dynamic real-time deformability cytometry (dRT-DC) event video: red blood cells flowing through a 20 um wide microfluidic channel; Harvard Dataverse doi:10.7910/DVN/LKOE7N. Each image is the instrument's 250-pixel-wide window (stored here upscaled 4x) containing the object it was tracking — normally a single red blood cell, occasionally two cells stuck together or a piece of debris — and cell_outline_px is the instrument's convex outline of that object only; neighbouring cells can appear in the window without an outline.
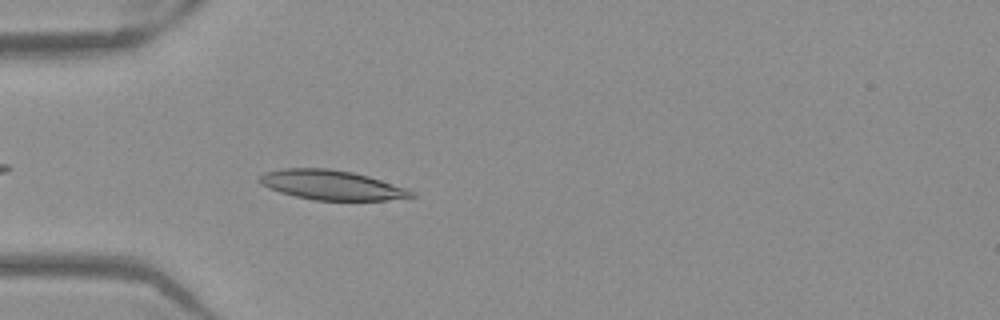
{"species": "Egyptian fruit bat (a non-hibernating species)", "species_latin": "Rousettus aegyptiacus", "temperature_condition": "warm", "stored_images_in_passage": 40, "camera_frame_rate_fps": 3000, "um_per_image_px": 0.085, "frame": {"image": 1, "passage_image": 4, "time_ms": 1.0, "image_size_px": [1000, 320], "cell_outline_px": [[416, 196], [388, 200], [312, 200], [280, 192], [268, 188], [260, 184], [256, 180], [256, 176], [264, 172], [284, 168], [328, 168], [352, 172], [368, 176], [408, 188], [416, 192]], "centroid_in_image_um": [28.15, 15.72], "position_along_channel_um": 56.8, "area_um2": 26.47}}
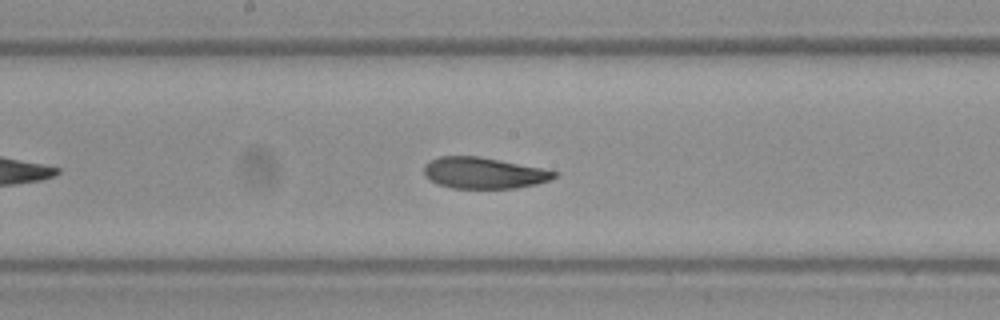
{"frame": {"image": 2, "passage_image": 16, "time_ms": 5.0, "image_size_px": [1000, 320], "cell_outline_px": [[560, 176], [536, 184], [516, 188], [452, 188], [436, 184], [424, 176], [424, 164], [428, 160], [440, 156], [480, 156], [560, 172]], "centroid_in_image_um": [41.09, 14.7], "position_along_channel_um": 207.1, "area_um2": 23.87}}
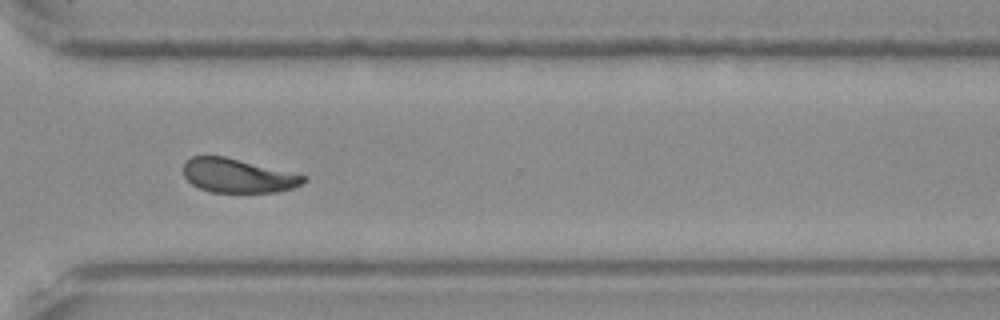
{"frame": {"image": 3, "passage_image": 27, "time_ms": 8.667, "image_size_px": [1000, 320], "cell_outline_px": [[308, 180], [292, 188], [276, 192], [212, 192], [200, 188], [192, 184], [184, 176], [184, 164], [192, 156], [224, 156], [308, 176]], "centroid_in_image_um": [20.23, 14.93], "position_along_channel_um": 350.4, "area_um2": 23.58}, "authors_computed_cell_mechanics": {"area_um2": 24.7384, "velocity_mm_per_s": 3.912, "shape_relaxation_time_tau1_ms": 6.3654, "shape_relaxation_time_tau2_ms": 1.8743, "deformation_change_tau1": 0.1493, "deformation_change_tau2": 0.0751}}